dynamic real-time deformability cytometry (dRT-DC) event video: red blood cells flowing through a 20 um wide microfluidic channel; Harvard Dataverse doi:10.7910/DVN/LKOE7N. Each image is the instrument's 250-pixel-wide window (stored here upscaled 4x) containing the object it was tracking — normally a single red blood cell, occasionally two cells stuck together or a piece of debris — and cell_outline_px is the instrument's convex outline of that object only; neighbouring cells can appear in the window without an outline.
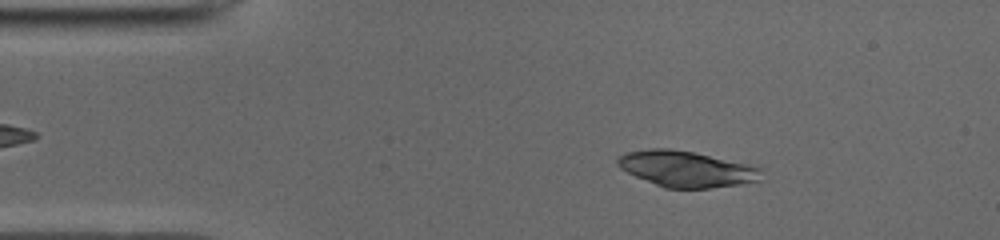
{"species": "common noctule bat (a hibernating species)", "species_latin": "Nyctalus noctula", "temperature_condition": "cold", "stored_images_in_passage": 49, "camera_frame_rate_fps": 3000, "um_per_image_px": 0.085, "animal": {"sex": "male", "body_mass_g": 19.0, "forearm_length_mm": 50.8}, "frame": {"image": 1, "passage_image": 7, "time_ms": 2.0, "image_size_px": [1000, 240], "cell_outline_px": [[760, 180], [740, 184], [708, 188], [664, 188], [636, 176], [620, 168], [616, 164], [616, 160], [620, 156], [628, 152], [648, 148], [668, 148], [692, 152], [748, 164], [760, 168]], "centroid_in_image_um": [58.3, 14.36], "position_along_channel_um": 26.7, "area_um2": 29.71}}